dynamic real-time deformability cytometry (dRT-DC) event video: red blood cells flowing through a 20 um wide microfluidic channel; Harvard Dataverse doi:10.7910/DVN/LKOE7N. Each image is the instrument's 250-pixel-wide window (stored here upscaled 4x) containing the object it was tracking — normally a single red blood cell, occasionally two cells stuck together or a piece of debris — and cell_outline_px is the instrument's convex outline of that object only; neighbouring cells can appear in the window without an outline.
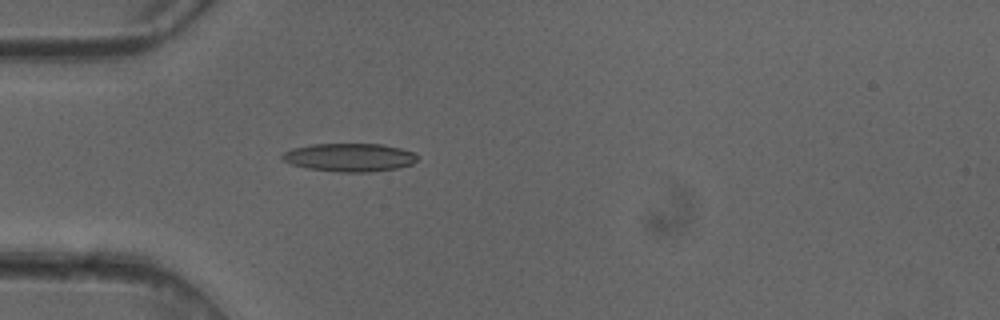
{"species": "common noctule bat (a hibernating species)", "species_latin": "Nyctalus noctula", "temperature_condition": "cold", "stored_images_in_passage": 5, "camera_frame_rate_fps": 3000, "um_per_image_px": 0.085, "animal": {"sex": "female"}, "frame": {"image": 1, "passage_image": 5, "time_ms": 1.333, "image_size_px": [1000, 320], "cell_outline_px": [[420, 156], [412, 164], [400, 168], [372, 172], [336, 172], [308, 168], [292, 164], [280, 160], [280, 156], [284, 152], [292, 148], [312, 144], [380, 144], [400, 148], [412, 152]], "centroid_in_image_um": [29.71, 13.38], "position_along_channel_um": 55.3, "area_um2": 22.43}}